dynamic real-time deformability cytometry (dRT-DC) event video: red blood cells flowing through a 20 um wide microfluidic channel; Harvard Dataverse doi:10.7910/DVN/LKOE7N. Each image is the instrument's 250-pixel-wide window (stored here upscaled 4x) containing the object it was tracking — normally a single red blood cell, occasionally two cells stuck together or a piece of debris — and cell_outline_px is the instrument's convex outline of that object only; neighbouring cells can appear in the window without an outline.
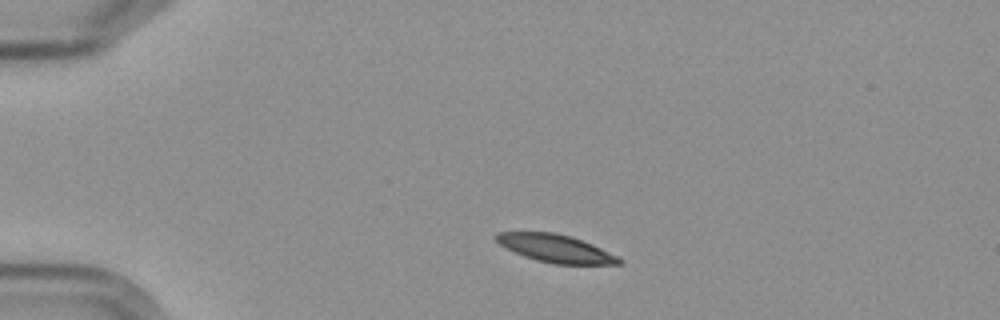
{"species": "Egyptian fruit bat (a non-hibernating species)", "species_latin": "Rousettus aegyptiacus", "temperature_condition": "cold", "stored_images_in_passage": 2, "camera_frame_rate_fps": 3000, "um_per_image_px": 0.085, "frame": {"image": 1, "passage_image": 1, "time_ms": 0.0, "image_size_px": [1000, 320], "cell_outline_px": [[624, 260], [620, 264], [552, 264], [536, 260], [524, 256], [504, 248], [492, 236], [496, 232], [552, 232], [572, 236], [592, 244]], "centroid_in_image_um": [47.17, 21.11], "position_along_channel_um": 37.8, "area_um2": 19.94}}